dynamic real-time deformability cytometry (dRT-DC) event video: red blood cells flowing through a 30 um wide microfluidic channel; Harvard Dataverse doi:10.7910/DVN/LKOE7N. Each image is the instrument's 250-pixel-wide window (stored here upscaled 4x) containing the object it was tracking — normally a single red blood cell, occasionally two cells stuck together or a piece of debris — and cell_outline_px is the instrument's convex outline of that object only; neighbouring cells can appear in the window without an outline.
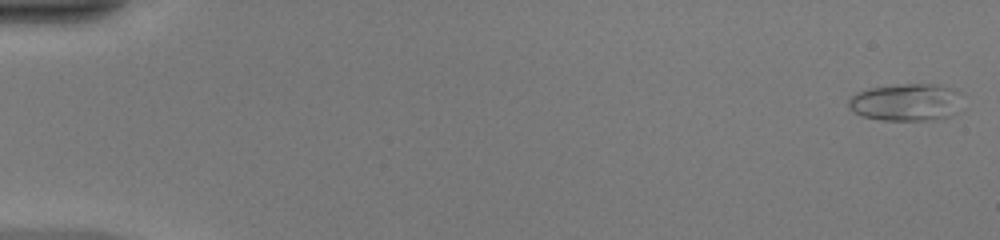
{"species": "common noctule bat (a hibernating species)", "species_latin": "Nyctalus noctula", "temperature_condition": "warm", "stored_images_in_passage": 47, "camera_frame_rate_fps": 3000, "um_per_image_px": 0.085, "animal": {"sex": "female", "body_mass_g": 20.0, "forearm_length_mm": 54.0}, "frame": {"image": 1, "passage_image": 1, "time_ms": 0.0, "image_size_px": [1000, 240], "cell_outline_px": [[964, 92], [956, 112], [952, 116], [936, 120], [880, 120], [864, 116], [852, 112], [848, 108], [848, 96], [856, 92], [868, 88], [896, 84], [940, 84], [956, 88]], "centroid_in_image_um": [77.05, 8.67], "position_along_channel_um": 7.9, "area_um2": 25.61}}
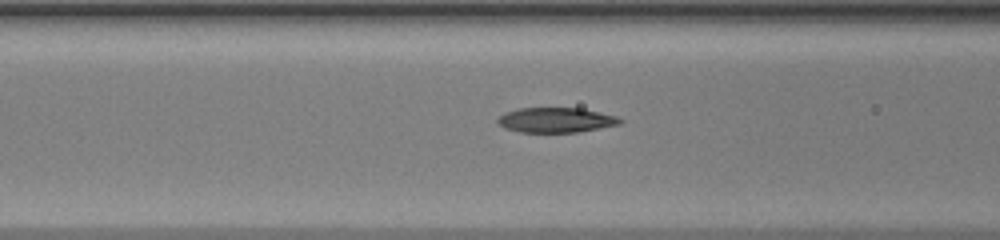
{"frame": {"image": 2, "passage_image": 21, "time_ms": 6.667, "image_size_px": [1000, 240], "cell_outline_px": [[624, 120], [620, 124], [576, 132], [520, 132], [504, 128], [496, 124], [496, 120], [504, 112], [516, 108], [580, 108], [616, 116]], "centroid_in_image_um": [47.19, 10.2], "position_along_channel_um": 119.4, "area_um2": 17.8}}
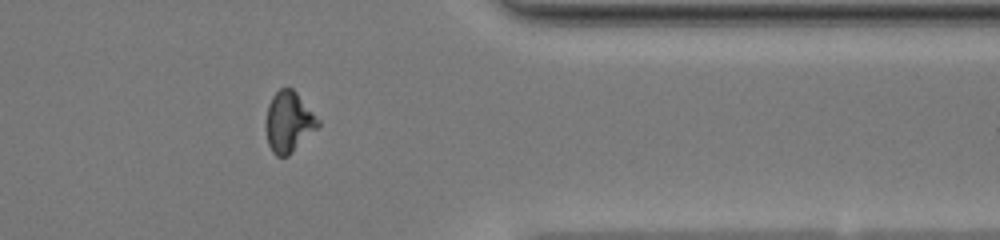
{"frame": {"image": 3, "passage_image": 41, "time_ms": 13.333, "image_size_px": [1000, 240], "cell_outline_px": [[320, 124], [288, 156], [276, 156], [272, 152], [268, 144], [264, 124], [268, 104], [272, 96], [280, 88], [292, 88], [296, 92], [320, 120]], "centroid_in_image_um": [24.5, 10.36], "position_along_channel_um": 386.9, "area_um2": 18.38}}